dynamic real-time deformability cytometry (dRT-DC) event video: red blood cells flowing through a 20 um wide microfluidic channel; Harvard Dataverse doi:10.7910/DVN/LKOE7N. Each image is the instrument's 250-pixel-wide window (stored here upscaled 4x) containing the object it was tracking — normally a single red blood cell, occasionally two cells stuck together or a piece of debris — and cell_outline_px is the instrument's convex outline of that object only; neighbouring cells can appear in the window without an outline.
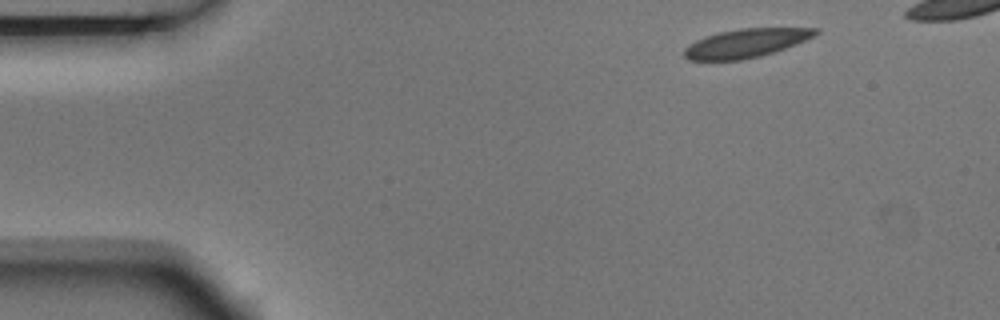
{"species": "Egyptian fruit bat (a non-hibernating species)", "species_latin": "Rousettus aegyptiacus", "temperature_condition": "room temperature", "stored_images_in_passage": 4, "camera_frame_rate_fps": 3000, "um_per_image_px": 0.085, "animal": {"sex": "male"}, "frame": {"image": 1, "passage_image": 1, "time_ms": 0.0, "image_size_px": [1000, 320], "cell_outline_px": [[820, 32], [796, 44], [760, 56], [740, 60], [688, 60], [684, 56], [684, 48], [696, 40], [704, 36], [720, 32], [740, 28], [820, 28]], "centroid_in_image_um": [63.38, 3.66], "position_along_channel_um": 21.6, "area_um2": 21.73}}